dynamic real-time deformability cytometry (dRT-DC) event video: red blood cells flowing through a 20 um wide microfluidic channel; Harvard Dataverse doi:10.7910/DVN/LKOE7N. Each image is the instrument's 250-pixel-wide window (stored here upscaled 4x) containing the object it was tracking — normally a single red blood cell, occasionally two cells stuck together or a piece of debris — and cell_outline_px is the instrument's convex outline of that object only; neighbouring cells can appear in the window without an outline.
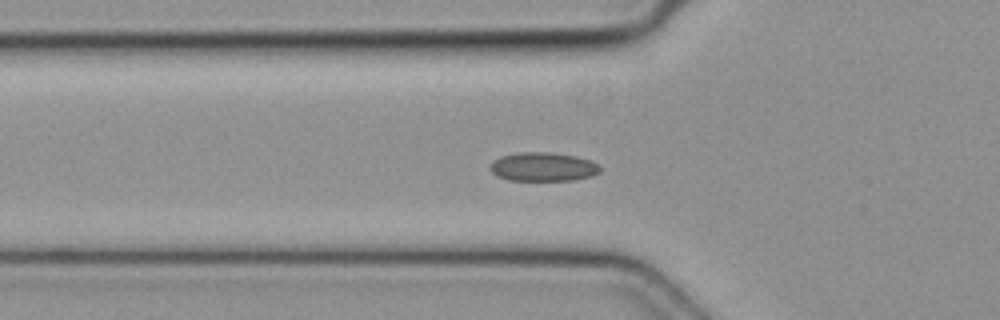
{"species": "common noctule bat (a hibernating species)", "species_latin": "Nyctalus noctula", "temperature_condition": "cold", "stored_images_in_passage": 50, "camera_frame_rate_fps": 3000, "um_per_image_px": 0.085, "animal": {"sex": "female", "body_mass_g": 19.3, "forearm_length_mm": 54.1}, "frame": {"image": 1, "passage_image": 18, "time_ms": 5.667, "image_size_px": [1000, 320], "cell_outline_px": [[600, 172], [592, 176], [572, 180], [508, 180], [496, 176], [488, 168], [500, 156], [520, 152], [552, 152], [576, 156], [588, 160], [596, 164], [600, 168]], "centroid_in_image_um": [46.14, 14.18], "position_along_channel_um": 79.7, "area_um2": 18.38}}
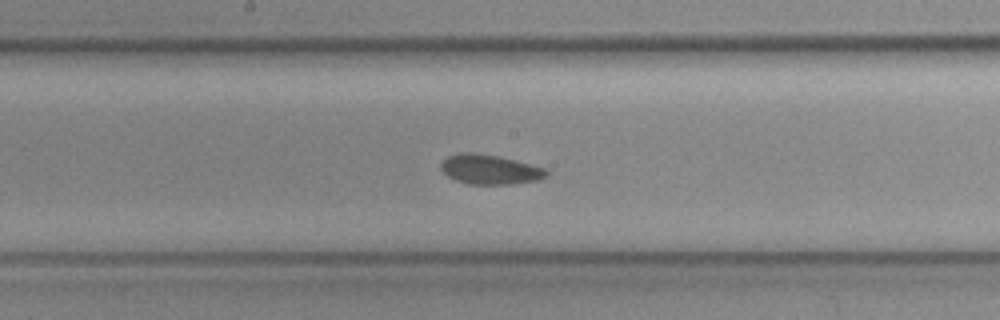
{"frame": {"image": 2, "passage_image": 27, "time_ms": 8.667, "image_size_px": [1000, 320], "cell_outline_px": [[548, 172], [544, 176], [536, 180], [512, 184], [468, 184], [456, 180], [448, 176], [440, 168], [440, 164], [448, 156], [460, 152], [468, 152], [496, 156], [544, 168]], "centroid_in_image_um": [41.57, 14.41], "position_along_channel_um": 206.6, "area_um2": 17.74}}
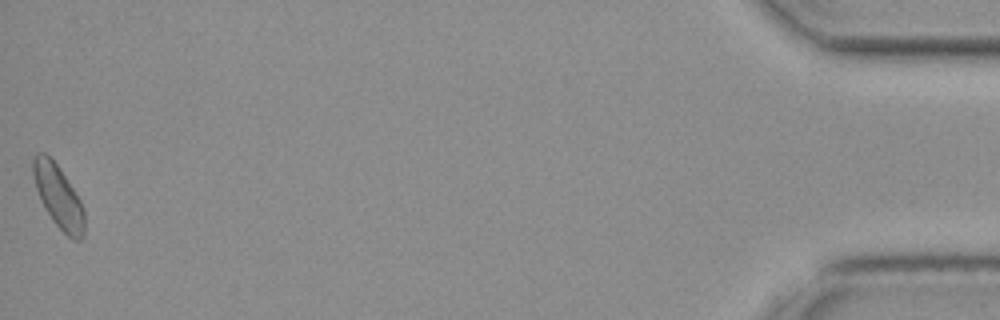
{"frame": {"image": 3, "passage_image": 50, "time_ms": 16.333, "image_size_px": [1000, 320], "cell_outline_px": [[84, 236], [80, 240], [72, 240], [52, 220], [44, 208], [40, 200], [36, 188], [32, 172], [32, 160], [36, 152], [44, 152], [56, 164], [80, 200], [84, 212]], "centroid_in_image_um": [4.94, 16.72], "position_along_channel_um": 430.3, "area_um2": 18.55}}